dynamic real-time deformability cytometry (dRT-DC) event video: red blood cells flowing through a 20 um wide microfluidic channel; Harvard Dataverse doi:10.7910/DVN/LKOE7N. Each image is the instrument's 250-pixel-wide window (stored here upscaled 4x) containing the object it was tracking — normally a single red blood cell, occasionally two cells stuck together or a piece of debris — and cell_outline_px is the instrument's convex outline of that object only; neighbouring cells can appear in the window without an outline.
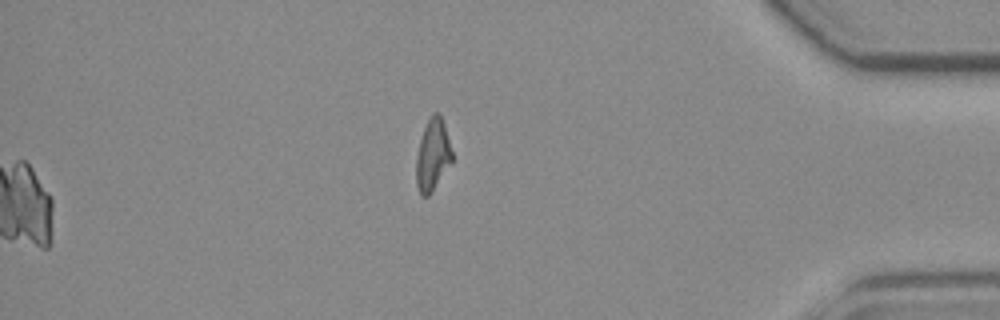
{"species": "common noctule bat (a hibernating species)", "species_latin": "Nyctalus noctula", "temperature_condition": "room temperature", "stored_images_in_passage": 54, "segment_of_instrument_passage": [2, 2], "camera_frame_rate_fps": 3000, "um_per_image_px": 0.085, "animal": {"sex": "female", "body_mass_g": 19.3, "forearm_length_mm": 54.1}, "frame": {"image": 1, "passage_image": 54, "time_ms": 17.667, "image_size_px": [1000, 320], "cell_outline_px": [[452, 160], [432, 192], [428, 196], [420, 196], [416, 184], [416, 156], [420, 140], [424, 128], [432, 112], [436, 112], [440, 116], [444, 124], [452, 152]], "centroid_in_image_um": [36.75, 13.2], "position_along_channel_um": 398.4, "area_um2": 14.8}}